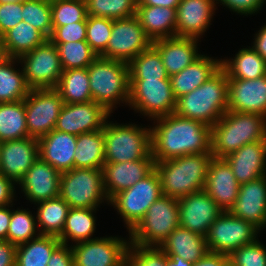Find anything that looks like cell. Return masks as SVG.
<instances>
[{
	"label": "cell",
	"mask_w": 266,
	"mask_h": 266,
	"mask_svg": "<svg viewBox=\"0 0 266 266\" xmlns=\"http://www.w3.org/2000/svg\"><path fill=\"white\" fill-rule=\"evenodd\" d=\"M178 208L180 226L204 237L224 212L204 189L178 199Z\"/></svg>",
	"instance_id": "2e32d148"
},
{
	"label": "cell",
	"mask_w": 266,
	"mask_h": 266,
	"mask_svg": "<svg viewBox=\"0 0 266 266\" xmlns=\"http://www.w3.org/2000/svg\"><path fill=\"white\" fill-rule=\"evenodd\" d=\"M53 44L57 47L63 70L87 68L98 57L86 41Z\"/></svg>",
	"instance_id": "60d3db41"
},
{
	"label": "cell",
	"mask_w": 266,
	"mask_h": 266,
	"mask_svg": "<svg viewBox=\"0 0 266 266\" xmlns=\"http://www.w3.org/2000/svg\"><path fill=\"white\" fill-rule=\"evenodd\" d=\"M229 212L251 223L259 231L266 227V175L240 185Z\"/></svg>",
	"instance_id": "ffe728a7"
},
{
	"label": "cell",
	"mask_w": 266,
	"mask_h": 266,
	"mask_svg": "<svg viewBox=\"0 0 266 266\" xmlns=\"http://www.w3.org/2000/svg\"><path fill=\"white\" fill-rule=\"evenodd\" d=\"M154 165V160L105 163L102 170L104 190L108 200L147 176L154 169Z\"/></svg>",
	"instance_id": "d4e9b609"
},
{
	"label": "cell",
	"mask_w": 266,
	"mask_h": 266,
	"mask_svg": "<svg viewBox=\"0 0 266 266\" xmlns=\"http://www.w3.org/2000/svg\"><path fill=\"white\" fill-rule=\"evenodd\" d=\"M198 41L199 39L186 37L162 38L152 41V45L161 55L169 77L179 73L202 55L198 53Z\"/></svg>",
	"instance_id": "4316f807"
},
{
	"label": "cell",
	"mask_w": 266,
	"mask_h": 266,
	"mask_svg": "<svg viewBox=\"0 0 266 266\" xmlns=\"http://www.w3.org/2000/svg\"><path fill=\"white\" fill-rule=\"evenodd\" d=\"M28 137L25 99L0 103V143Z\"/></svg>",
	"instance_id": "74e56055"
},
{
	"label": "cell",
	"mask_w": 266,
	"mask_h": 266,
	"mask_svg": "<svg viewBox=\"0 0 266 266\" xmlns=\"http://www.w3.org/2000/svg\"><path fill=\"white\" fill-rule=\"evenodd\" d=\"M252 48L264 59L266 62V25L262 26L253 39Z\"/></svg>",
	"instance_id": "6f0895ef"
},
{
	"label": "cell",
	"mask_w": 266,
	"mask_h": 266,
	"mask_svg": "<svg viewBox=\"0 0 266 266\" xmlns=\"http://www.w3.org/2000/svg\"><path fill=\"white\" fill-rule=\"evenodd\" d=\"M17 63L30 89L56 88L63 73L57 47L49 39L20 56Z\"/></svg>",
	"instance_id": "8fae6325"
},
{
	"label": "cell",
	"mask_w": 266,
	"mask_h": 266,
	"mask_svg": "<svg viewBox=\"0 0 266 266\" xmlns=\"http://www.w3.org/2000/svg\"><path fill=\"white\" fill-rule=\"evenodd\" d=\"M21 0H0V3H10V2H18Z\"/></svg>",
	"instance_id": "be15d7a7"
},
{
	"label": "cell",
	"mask_w": 266,
	"mask_h": 266,
	"mask_svg": "<svg viewBox=\"0 0 266 266\" xmlns=\"http://www.w3.org/2000/svg\"><path fill=\"white\" fill-rule=\"evenodd\" d=\"M180 3V0H138L137 5H148V6H160V7H168V8H175Z\"/></svg>",
	"instance_id": "91938a15"
},
{
	"label": "cell",
	"mask_w": 266,
	"mask_h": 266,
	"mask_svg": "<svg viewBox=\"0 0 266 266\" xmlns=\"http://www.w3.org/2000/svg\"><path fill=\"white\" fill-rule=\"evenodd\" d=\"M228 260V254L208 251L203 258L194 262L193 266H224Z\"/></svg>",
	"instance_id": "9f6ffc18"
},
{
	"label": "cell",
	"mask_w": 266,
	"mask_h": 266,
	"mask_svg": "<svg viewBox=\"0 0 266 266\" xmlns=\"http://www.w3.org/2000/svg\"><path fill=\"white\" fill-rule=\"evenodd\" d=\"M87 71L94 102L109 113H113L118 103L128 105L130 84L127 63L98 56L87 67Z\"/></svg>",
	"instance_id": "5b68a950"
},
{
	"label": "cell",
	"mask_w": 266,
	"mask_h": 266,
	"mask_svg": "<svg viewBox=\"0 0 266 266\" xmlns=\"http://www.w3.org/2000/svg\"><path fill=\"white\" fill-rule=\"evenodd\" d=\"M128 106L150 120L174 113L177 99L170 78L129 79Z\"/></svg>",
	"instance_id": "9c48e42d"
},
{
	"label": "cell",
	"mask_w": 266,
	"mask_h": 266,
	"mask_svg": "<svg viewBox=\"0 0 266 266\" xmlns=\"http://www.w3.org/2000/svg\"><path fill=\"white\" fill-rule=\"evenodd\" d=\"M128 67L129 79H167L169 77L161 55L153 45L132 59Z\"/></svg>",
	"instance_id": "ab89813d"
},
{
	"label": "cell",
	"mask_w": 266,
	"mask_h": 266,
	"mask_svg": "<svg viewBox=\"0 0 266 266\" xmlns=\"http://www.w3.org/2000/svg\"><path fill=\"white\" fill-rule=\"evenodd\" d=\"M180 226L178 200L162 195L129 232L130 244L159 247Z\"/></svg>",
	"instance_id": "52a82bcc"
},
{
	"label": "cell",
	"mask_w": 266,
	"mask_h": 266,
	"mask_svg": "<svg viewBox=\"0 0 266 266\" xmlns=\"http://www.w3.org/2000/svg\"><path fill=\"white\" fill-rule=\"evenodd\" d=\"M35 216L27 209L12 210L7 241L20 245L40 236ZM37 232V233H36Z\"/></svg>",
	"instance_id": "b9f144b4"
},
{
	"label": "cell",
	"mask_w": 266,
	"mask_h": 266,
	"mask_svg": "<svg viewBox=\"0 0 266 266\" xmlns=\"http://www.w3.org/2000/svg\"><path fill=\"white\" fill-rule=\"evenodd\" d=\"M228 111L266 117V75L256 79L228 78Z\"/></svg>",
	"instance_id": "d6986e66"
},
{
	"label": "cell",
	"mask_w": 266,
	"mask_h": 266,
	"mask_svg": "<svg viewBox=\"0 0 266 266\" xmlns=\"http://www.w3.org/2000/svg\"><path fill=\"white\" fill-rule=\"evenodd\" d=\"M11 207V209H9ZM13 204L0 208V240H7Z\"/></svg>",
	"instance_id": "680465c9"
},
{
	"label": "cell",
	"mask_w": 266,
	"mask_h": 266,
	"mask_svg": "<svg viewBox=\"0 0 266 266\" xmlns=\"http://www.w3.org/2000/svg\"><path fill=\"white\" fill-rule=\"evenodd\" d=\"M156 121V122H155ZM150 127L151 155L155 162L189 154L211 153V127L171 113L154 119Z\"/></svg>",
	"instance_id": "6da1fadb"
},
{
	"label": "cell",
	"mask_w": 266,
	"mask_h": 266,
	"mask_svg": "<svg viewBox=\"0 0 266 266\" xmlns=\"http://www.w3.org/2000/svg\"><path fill=\"white\" fill-rule=\"evenodd\" d=\"M52 27V33L48 38L52 43L86 41V22H74Z\"/></svg>",
	"instance_id": "681fc988"
},
{
	"label": "cell",
	"mask_w": 266,
	"mask_h": 266,
	"mask_svg": "<svg viewBox=\"0 0 266 266\" xmlns=\"http://www.w3.org/2000/svg\"><path fill=\"white\" fill-rule=\"evenodd\" d=\"M105 164L103 129L77 136L74 168L103 169Z\"/></svg>",
	"instance_id": "1f68e13d"
},
{
	"label": "cell",
	"mask_w": 266,
	"mask_h": 266,
	"mask_svg": "<svg viewBox=\"0 0 266 266\" xmlns=\"http://www.w3.org/2000/svg\"><path fill=\"white\" fill-rule=\"evenodd\" d=\"M110 114L94 101L77 104L64 103L54 129L75 136L102 130Z\"/></svg>",
	"instance_id": "e0dca14e"
},
{
	"label": "cell",
	"mask_w": 266,
	"mask_h": 266,
	"mask_svg": "<svg viewBox=\"0 0 266 266\" xmlns=\"http://www.w3.org/2000/svg\"><path fill=\"white\" fill-rule=\"evenodd\" d=\"M37 205L36 221L40 235L59 237L71 207L60 196L41 201Z\"/></svg>",
	"instance_id": "e575fe53"
},
{
	"label": "cell",
	"mask_w": 266,
	"mask_h": 266,
	"mask_svg": "<svg viewBox=\"0 0 266 266\" xmlns=\"http://www.w3.org/2000/svg\"><path fill=\"white\" fill-rule=\"evenodd\" d=\"M63 105L55 88L30 89L25 98L29 137L38 140L54 130Z\"/></svg>",
	"instance_id": "7c38bea8"
},
{
	"label": "cell",
	"mask_w": 266,
	"mask_h": 266,
	"mask_svg": "<svg viewBox=\"0 0 266 266\" xmlns=\"http://www.w3.org/2000/svg\"><path fill=\"white\" fill-rule=\"evenodd\" d=\"M76 142L77 136L54 129L38 139L39 158L58 172H67L74 168Z\"/></svg>",
	"instance_id": "484cf974"
},
{
	"label": "cell",
	"mask_w": 266,
	"mask_h": 266,
	"mask_svg": "<svg viewBox=\"0 0 266 266\" xmlns=\"http://www.w3.org/2000/svg\"><path fill=\"white\" fill-rule=\"evenodd\" d=\"M216 0H180L176 10V37L200 39L212 21Z\"/></svg>",
	"instance_id": "44dd1931"
},
{
	"label": "cell",
	"mask_w": 266,
	"mask_h": 266,
	"mask_svg": "<svg viewBox=\"0 0 266 266\" xmlns=\"http://www.w3.org/2000/svg\"><path fill=\"white\" fill-rule=\"evenodd\" d=\"M125 264L127 266H167V255L157 246H128Z\"/></svg>",
	"instance_id": "7dc6e473"
},
{
	"label": "cell",
	"mask_w": 266,
	"mask_h": 266,
	"mask_svg": "<svg viewBox=\"0 0 266 266\" xmlns=\"http://www.w3.org/2000/svg\"><path fill=\"white\" fill-rule=\"evenodd\" d=\"M167 266H193V263L185 261L182 257L167 256Z\"/></svg>",
	"instance_id": "94428289"
},
{
	"label": "cell",
	"mask_w": 266,
	"mask_h": 266,
	"mask_svg": "<svg viewBox=\"0 0 266 266\" xmlns=\"http://www.w3.org/2000/svg\"><path fill=\"white\" fill-rule=\"evenodd\" d=\"M130 241L121 237H98L71 245L74 266H123Z\"/></svg>",
	"instance_id": "9a60e30c"
},
{
	"label": "cell",
	"mask_w": 266,
	"mask_h": 266,
	"mask_svg": "<svg viewBox=\"0 0 266 266\" xmlns=\"http://www.w3.org/2000/svg\"><path fill=\"white\" fill-rule=\"evenodd\" d=\"M87 15L123 19L135 15L138 0H85Z\"/></svg>",
	"instance_id": "7bdbcfd3"
},
{
	"label": "cell",
	"mask_w": 266,
	"mask_h": 266,
	"mask_svg": "<svg viewBox=\"0 0 266 266\" xmlns=\"http://www.w3.org/2000/svg\"><path fill=\"white\" fill-rule=\"evenodd\" d=\"M240 184L224 158L213 157L207 169L204 190L222 208L229 211L236 202Z\"/></svg>",
	"instance_id": "603a6c76"
},
{
	"label": "cell",
	"mask_w": 266,
	"mask_h": 266,
	"mask_svg": "<svg viewBox=\"0 0 266 266\" xmlns=\"http://www.w3.org/2000/svg\"><path fill=\"white\" fill-rule=\"evenodd\" d=\"M162 187L155 168L130 188L114 195L107 204H112L123 218L130 232L143 218L148 208L161 196Z\"/></svg>",
	"instance_id": "30bf717a"
},
{
	"label": "cell",
	"mask_w": 266,
	"mask_h": 266,
	"mask_svg": "<svg viewBox=\"0 0 266 266\" xmlns=\"http://www.w3.org/2000/svg\"><path fill=\"white\" fill-rule=\"evenodd\" d=\"M96 210L97 208H70L63 231L58 237L60 242L67 244L71 240L79 243L98 238H92L96 229Z\"/></svg>",
	"instance_id": "836d02e7"
},
{
	"label": "cell",
	"mask_w": 266,
	"mask_h": 266,
	"mask_svg": "<svg viewBox=\"0 0 266 266\" xmlns=\"http://www.w3.org/2000/svg\"><path fill=\"white\" fill-rule=\"evenodd\" d=\"M47 39L37 28L21 21L3 34L4 50L7 57L18 59L43 44Z\"/></svg>",
	"instance_id": "4dcf8cb0"
},
{
	"label": "cell",
	"mask_w": 266,
	"mask_h": 266,
	"mask_svg": "<svg viewBox=\"0 0 266 266\" xmlns=\"http://www.w3.org/2000/svg\"><path fill=\"white\" fill-rule=\"evenodd\" d=\"M212 158L211 153H200L155 162L163 195L178 200L203 190Z\"/></svg>",
	"instance_id": "3957f363"
},
{
	"label": "cell",
	"mask_w": 266,
	"mask_h": 266,
	"mask_svg": "<svg viewBox=\"0 0 266 266\" xmlns=\"http://www.w3.org/2000/svg\"><path fill=\"white\" fill-rule=\"evenodd\" d=\"M16 245L0 240V266H16Z\"/></svg>",
	"instance_id": "11a10c76"
},
{
	"label": "cell",
	"mask_w": 266,
	"mask_h": 266,
	"mask_svg": "<svg viewBox=\"0 0 266 266\" xmlns=\"http://www.w3.org/2000/svg\"><path fill=\"white\" fill-rule=\"evenodd\" d=\"M228 256L236 266H266V246L258 238L232 251Z\"/></svg>",
	"instance_id": "c3c4849f"
},
{
	"label": "cell",
	"mask_w": 266,
	"mask_h": 266,
	"mask_svg": "<svg viewBox=\"0 0 266 266\" xmlns=\"http://www.w3.org/2000/svg\"><path fill=\"white\" fill-rule=\"evenodd\" d=\"M227 94L228 76L221 67L201 86L178 98L174 113L211 127L228 111Z\"/></svg>",
	"instance_id": "277c9868"
},
{
	"label": "cell",
	"mask_w": 266,
	"mask_h": 266,
	"mask_svg": "<svg viewBox=\"0 0 266 266\" xmlns=\"http://www.w3.org/2000/svg\"><path fill=\"white\" fill-rule=\"evenodd\" d=\"M108 122L107 119L103 128L105 163L154 160L150 128Z\"/></svg>",
	"instance_id": "8992f818"
},
{
	"label": "cell",
	"mask_w": 266,
	"mask_h": 266,
	"mask_svg": "<svg viewBox=\"0 0 266 266\" xmlns=\"http://www.w3.org/2000/svg\"><path fill=\"white\" fill-rule=\"evenodd\" d=\"M52 26L87 22L85 0H57L51 3Z\"/></svg>",
	"instance_id": "f6af8a7d"
},
{
	"label": "cell",
	"mask_w": 266,
	"mask_h": 266,
	"mask_svg": "<svg viewBox=\"0 0 266 266\" xmlns=\"http://www.w3.org/2000/svg\"><path fill=\"white\" fill-rule=\"evenodd\" d=\"M39 158L38 140L22 138L0 143V174L16 185Z\"/></svg>",
	"instance_id": "ac0fdd59"
},
{
	"label": "cell",
	"mask_w": 266,
	"mask_h": 266,
	"mask_svg": "<svg viewBox=\"0 0 266 266\" xmlns=\"http://www.w3.org/2000/svg\"><path fill=\"white\" fill-rule=\"evenodd\" d=\"M6 57L7 55L4 50L3 35L0 34V61L4 60Z\"/></svg>",
	"instance_id": "6125c7cd"
},
{
	"label": "cell",
	"mask_w": 266,
	"mask_h": 266,
	"mask_svg": "<svg viewBox=\"0 0 266 266\" xmlns=\"http://www.w3.org/2000/svg\"><path fill=\"white\" fill-rule=\"evenodd\" d=\"M16 62L11 57L0 61V103L24 100L30 91L22 68L15 70Z\"/></svg>",
	"instance_id": "8d00e7d4"
},
{
	"label": "cell",
	"mask_w": 266,
	"mask_h": 266,
	"mask_svg": "<svg viewBox=\"0 0 266 266\" xmlns=\"http://www.w3.org/2000/svg\"><path fill=\"white\" fill-rule=\"evenodd\" d=\"M55 89L66 104L93 101L87 68L63 70Z\"/></svg>",
	"instance_id": "d590c367"
},
{
	"label": "cell",
	"mask_w": 266,
	"mask_h": 266,
	"mask_svg": "<svg viewBox=\"0 0 266 266\" xmlns=\"http://www.w3.org/2000/svg\"><path fill=\"white\" fill-rule=\"evenodd\" d=\"M266 139V117L227 111L211 126V154L225 158L245 144Z\"/></svg>",
	"instance_id": "7a4b0ae2"
},
{
	"label": "cell",
	"mask_w": 266,
	"mask_h": 266,
	"mask_svg": "<svg viewBox=\"0 0 266 266\" xmlns=\"http://www.w3.org/2000/svg\"><path fill=\"white\" fill-rule=\"evenodd\" d=\"M159 248L169 257H182L192 263L209 251L206 237L181 226L171 232Z\"/></svg>",
	"instance_id": "f1b7e54d"
},
{
	"label": "cell",
	"mask_w": 266,
	"mask_h": 266,
	"mask_svg": "<svg viewBox=\"0 0 266 266\" xmlns=\"http://www.w3.org/2000/svg\"><path fill=\"white\" fill-rule=\"evenodd\" d=\"M265 1L266 0H216V4L220 3V5L229 8L236 14L248 16L252 14L254 15V13H259L265 4Z\"/></svg>",
	"instance_id": "816d5d0a"
},
{
	"label": "cell",
	"mask_w": 266,
	"mask_h": 266,
	"mask_svg": "<svg viewBox=\"0 0 266 266\" xmlns=\"http://www.w3.org/2000/svg\"><path fill=\"white\" fill-rule=\"evenodd\" d=\"M61 173L40 158L19 181L26 200L36 204L59 196Z\"/></svg>",
	"instance_id": "7402d4cb"
},
{
	"label": "cell",
	"mask_w": 266,
	"mask_h": 266,
	"mask_svg": "<svg viewBox=\"0 0 266 266\" xmlns=\"http://www.w3.org/2000/svg\"><path fill=\"white\" fill-rule=\"evenodd\" d=\"M221 60L203 54L179 73L171 75L169 78L175 98L201 86L221 68Z\"/></svg>",
	"instance_id": "83f0119b"
},
{
	"label": "cell",
	"mask_w": 266,
	"mask_h": 266,
	"mask_svg": "<svg viewBox=\"0 0 266 266\" xmlns=\"http://www.w3.org/2000/svg\"><path fill=\"white\" fill-rule=\"evenodd\" d=\"M61 244L58 237L40 235L16 247V266H47L53 251Z\"/></svg>",
	"instance_id": "f35d334b"
},
{
	"label": "cell",
	"mask_w": 266,
	"mask_h": 266,
	"mask_svg": "<svg viewBox=\"0 0 266 266\" xmlns=\"http://www.w3.org/2000/svg\"><path fill=\"white\" fill-rule=\"evenodd\" d=\"M61 243L52 253L47 266H74L72 247Z\"/></svg>",
	"instance_id": "f5cc1de1"
},
{
	"label": "cell",
	"mask_w": 266,
	"mask_h": 266,
	"mask_svg": "<svg viewBox=\"0 0 266 266\" xmlns=\"http://www.w3.org/2000/svg\"><path fill=\"white\" fill-rule=\"evenodd\" d=\"M228 78L256 79L266 75V62L252 48L239 49L234 58L221 60Z\"/></svg>",
	"instance_id": "d6a6232c"
},
{
	"label": "cell",
	"mask_w": 266,
	"mask_h": 266,
	"mask_svg": "<svg viewBox=\"0 0 266 266\" xmlns=\"http://www.w3.org/2000/svg\"><path fill=\"white\" fill-rule=\"evenodd\" d=\"M22 0L18 2L0 3V34L3 35L9 29L23 21Z\"/></svg>",
	"instance_id": "f907efd6"
},
{
	"label": "cell",
	"mask_w": 266,
	"mask_h": 266,
	"mask_svg": "<svg viewBox=\"0 0 266 266\" xmlns=\"http://www.w3.org/2000/svg\"><path fill=\"white\" fill-rule=\"evenodd\" d=\"M259 232L251 223L224 211L210 226L206 242L209 251L229 255L241 246L254 242Z\"/></svg>",
	"instance_id": "5bb4252c"
},
{
	"label": "cell",
	"mask_w": 266,
	"mask_h": 266,
	"mask_svg": "<svg viewBox=\"0 0 266 266\" xmlns=\"http://www.w3.org/2000/svg\"><path fill=\"white\" fill-rule=\"evenodd\" d=\"M224 266H236V265H234L230 260H228Z\"/></svg>",
	"instance_id": "e7e4bbea"
},
{
	"label": "cell",
	"mask_w": 266,
	"mask_h": 266,
	"mask_svg": "<svg viewBox=\"0 0 266 266\" xmlns=\"http://www.w3.org/2000/svg\"><path fill=\"white\" fill-rule=\"evenodd\" d=\"M59 196L71 208H98L109 202L102 169L73 168L61 173Z\"/></svg>",
	"instance_id": "ba28073f"
},
{
	"label": "cell",
	"mask_w": 266,
	"mask_h": 266,
	"mask_svg": "<svg viewBox=\"0 0 266 266\" xmlns=\"http://www.w3.org/2000/svg\"><path fill=\"white\" fill-rule=\"evenodd\" d=\"M41 1H46V2L52 3V2L57 1V0H41Z\"/></svg>",
	"instance_id": "03108f58"
},
{
	"label": "cell",
	"mask_w": 266,
	"mask_h": 266,
	"mask_svg": "<svg viewBox=\"0 0 266 266\" xmlns=\"http://www.w3.org/2000/svg\"><path fill=\"white\" fill-rule=\"evenodd\" d=\"M152 45L143 27L134 15L113 20L112 32L102 58L129 63Z\"/></svg>",
	"instance_id": "4fadbf2b"
},
{
	"label": "cell",
	"mask_w": 266,
	"mask_h": 266,
	"mask_svg": "<svg viewBox=\"0 0 266 266\" xmlns=\"http://www.w3.org/2000/svg\"><path fill=\"white\" fill-rule=\"evenodd\" d=\"M240 185L266 175V139L245 144L224 158Z\"/></svg>",
	"instance_id": "cb8c5ba5"
},
{
	"label": "cell",
	"mask_w": 266,
	"mask_h": 266,
	"mask_svg": "<svg viewBox=\"0 0 266 266\" xmlns=\"http://www.w3.org/2000/svg\"><path fill=\"white\" fill-rule=\"evenodd\" d=\"M22 17L25 23L41 31L47 38L50 37L52 27L51 3L41 0H22Z\"/></svg>",
	"instance_id": "ee69618b"
},
{
	"label": "cell",
	"mask_w": 266,
	"mask_h": 266,
	"mask_svg": "<svg viewBox=\"0 0 266 266\" xmlns=\"http://www.w3.org/2000/svg\"><path fill=\"white\" fill-rule=\"evenodd\" d=\"M135 16L152 40L176 37V9L137 5Z\"/></svg>",
	"instance_id": "f546056e"
},
{
	"label": "cell",
	"mask_w": 266,
	"mask_h": 266,
	"mask_svg": "<svg viewBox=\"0 0 266 266\" xmlns=\"http://www.w3.org/2000/svg\"><path fill=\"white\" fill-rule=\"evenodd\" d=\"M15 183L8 177L0 174V208L13 204L16 197Z\"/></svg>",
	"instance_id": "db71d44e"
},
{
	"label": "cell",
	"mask_w": 266,
	"mask_h": 266,
	"mask_svg": "<svg viewBox=\"0 0 266 266\" xmlns=\"http://www.w3.org/2000/svg\"><path fill=\"white\" fill-rule=\"evenodd\" d=\"M113 26V19L87 16L86 42L100 56L107 48Z\"/></svg>",
	"instance_id": "bcb514c9"
}]
</instances>
